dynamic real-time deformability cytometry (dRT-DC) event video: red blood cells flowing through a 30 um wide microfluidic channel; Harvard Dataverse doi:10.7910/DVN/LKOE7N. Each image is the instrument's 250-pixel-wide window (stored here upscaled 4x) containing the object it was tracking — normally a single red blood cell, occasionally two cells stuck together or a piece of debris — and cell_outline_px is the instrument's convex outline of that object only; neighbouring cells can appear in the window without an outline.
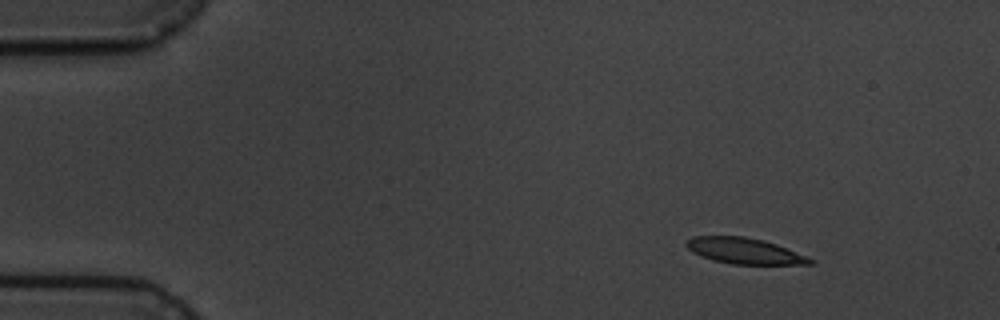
{"species": "common noctule bat (a hibernating species)", "species_latin": "Nyctalus noctula", "temperature_condition": "cold", "stored_images_in_passage": 5, "segment_of_instrument_passage": [1, 2], "camera_frame_rate_fps": 3000, "um_per_image_px": 0.085, "animal": {"sex": "male", "body_mass_g": 19.5, "forearm_length_mm": 54.6}, "frame": {"image": 1, "passage_image": 1, "time_ms": 0.0, "image_size_px": [1000, 320], "cell_outline_px": [[816, 260], [812, 264], [732, 264], [712, 260], [700, 256], [692, 252], [684, 244], [684, 240], [692, 236], [744, 236], [764, 240], [776, 244], [808, 256]], "centroid_in_image_um": [63.25, 21.32], "position_along_channel_um": 21.7, "area_um2": 18.9}}